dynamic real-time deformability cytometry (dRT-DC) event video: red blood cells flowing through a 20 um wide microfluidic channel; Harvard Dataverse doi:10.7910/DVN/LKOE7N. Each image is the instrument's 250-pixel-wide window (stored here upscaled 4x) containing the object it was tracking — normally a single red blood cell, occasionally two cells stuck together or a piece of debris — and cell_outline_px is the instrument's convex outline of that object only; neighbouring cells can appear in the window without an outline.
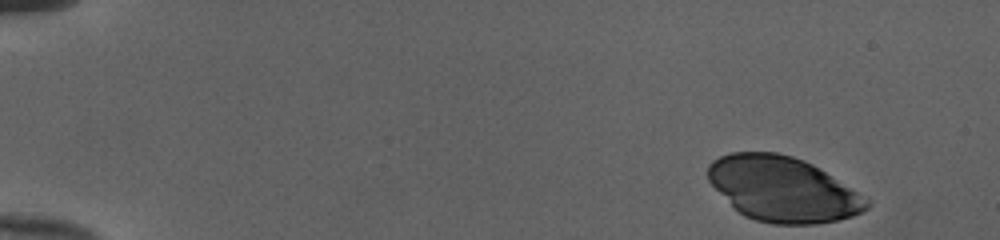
{"species": "human", "species_latin": "Homo sapiens", "temperature_condition": "cold", "stored_images_in_passage": 48, "camera_frame_rate_fps": 3000, "um_per_image_px": 0.085, "donor": {"sex": "female"}, "frame": {"image": 1, "passage_image": 1, "time_ms": 0.0, "image_size_px": [1000, 240], "cell_outline_px": [[872, 204], [868, 208], [852, 216], [836, 220], [816, 224], [772, 224], [756, 220], [744, 216], [732, 208], [708, 180], [708, 164], [712, 160], [720, 156], [732, 152], [776, 152], [792, 156], [804, 160], [812, 164], [856, 192], [868, 200]], "centroid_in_image_um": [66.48, 16.08], "position_along_channel_um": 18.5, "area_um2": 59.77}}
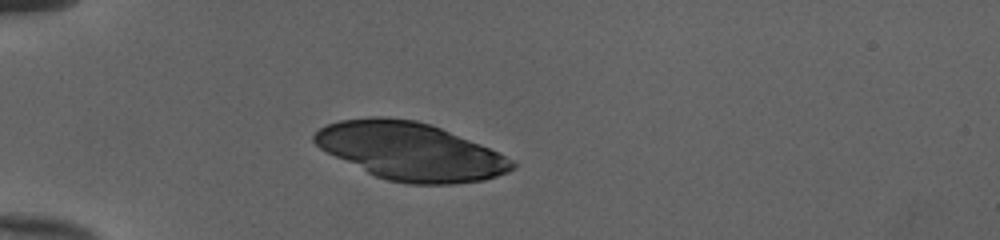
{"frame": {"image": 2, "passage_image": 12, "time_ms": 3.667, "image_size_px": [1000, 240], "cell_outline_px": [[516, 168], [508, 172], [484, 180], [452, 184], [408, 184], [388, 180], [376, 176], [320, 148], [312, 140], [312, 136], [320, 128], [328, 124], [340, 120], [368, 116], [388, 116], [416, 120], [440, 128], [480, 144], [512, 160], [516, 164]], "centroid_in_image_um": [34.87, 12.85], "position_along_channel_um": 50.1, "area_um2": 65.89}}